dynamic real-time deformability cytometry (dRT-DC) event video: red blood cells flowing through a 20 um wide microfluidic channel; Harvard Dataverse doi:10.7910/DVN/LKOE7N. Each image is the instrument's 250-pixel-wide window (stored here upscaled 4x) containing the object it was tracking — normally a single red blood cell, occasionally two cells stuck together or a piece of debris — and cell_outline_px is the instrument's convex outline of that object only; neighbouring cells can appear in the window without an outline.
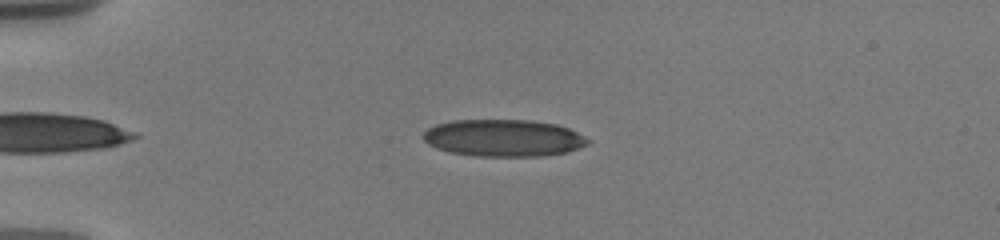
{"species": "human", "species_latin": "Homo sapiens", "temperature_condition": "warm", "stored_images_in_passage": 33, "camera_frame_rate_fps": 3000, "um_per_image_px": 0.085, "donor": {"sex": "male"}, "frame": {"image": 1, "passage_image": 4, "time_ms": 1.0, "image_size_px": [1000, 240], "cell_outline_px": [[592, 140], [588, 144], [568, 152], [540, 156], [476, 156], [448, 152], [436, 148], [428, 144], [424, 140], [424, 132], [428, 128], [436, 124], [452, 120], [532, 120], [556, 124], [568, 128]], "centroid_in_image_um": [42.8, 11.73], "position_along_channel_um": 42.2, "area_um2": 35.66}}
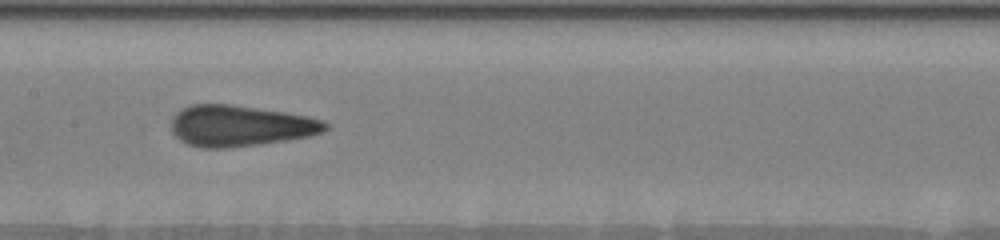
{"frame": {"image": 2, "passage_image": 17, "time_ms": 6.0, "image_size_px": [1000, 240], "cell_outline_px": [[328, 128], [324, 132], [308, 136], [260, 144], [228, 148], [200, 148], [188, 144], [180, 140], [172, 132], [172, 116], [180, 108], [192, 104], [232, 104], [284, 112], [308, 116], [324, 120], [328, 124]], "centroid_in_image_um": [20.39, 10.69], "position_along_channel_um": 187.0, "area_um2": 36.99}}
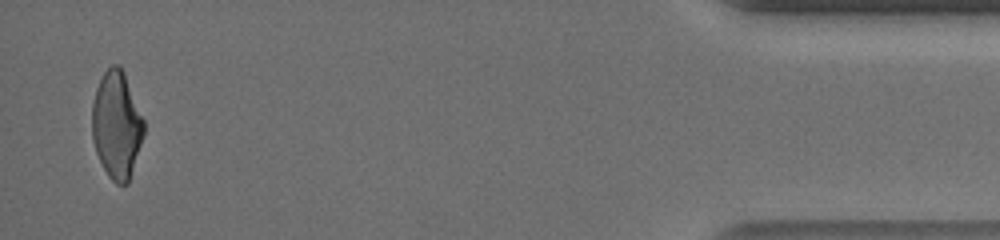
{"frame": {"image": 3, "passage_image": 33, "time_ms": 14.333, "image_size_px": [1000, 240], "cell_outline_px": [[144, 136], [128, 184], [116, 184], [108, 176], [96, 152], [92, 140], [92, 104], [96, 88], [104, 72], [112, 64], [116, 64], [124, 72], [144, 120]], "centroid_in_image_um": [9.92, 10.64], "position_along_channel_um": 425.3, "area_um2": 32.31}, "authors_computed_cell_mechanics": {"area_um2": 35.6048, "velocity_mm_per_s": 3.6884, "shape_relaxation_time_tau1_ms": null, "shape_relaxation_time_tau2_ms": 0.9775, "deformation_change_tau1": null, "deformation_change_tau2": 0.0842}}